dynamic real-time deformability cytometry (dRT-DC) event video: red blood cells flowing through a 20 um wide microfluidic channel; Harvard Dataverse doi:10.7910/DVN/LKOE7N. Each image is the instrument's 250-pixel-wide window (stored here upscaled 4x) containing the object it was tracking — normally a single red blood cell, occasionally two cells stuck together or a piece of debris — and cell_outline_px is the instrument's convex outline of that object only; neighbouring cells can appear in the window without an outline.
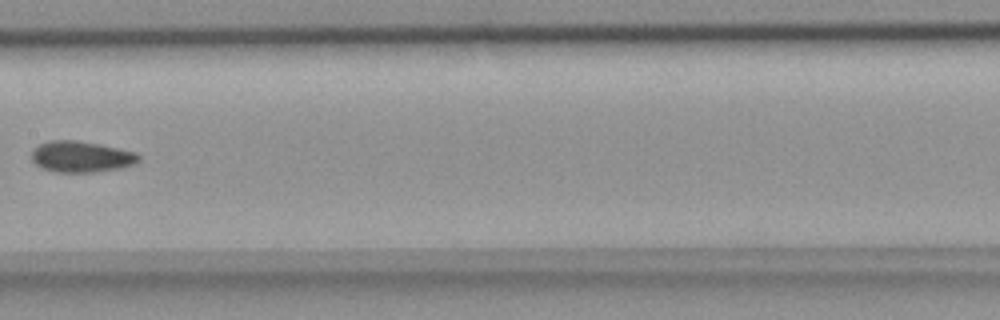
{"species": "common noctule bat (a hibernating species)", "species_latin": "Nyctalus noctula", "temperature_condition": "room temperature", "stored_images_in_passage": 8, "camera_frame_rate_fps": 3000, "um_per_image_px": 0.085, "animal": {"sex": "female", "body_mass_g": 18.4}, "frame": {"image": 1, "passage_image": 8, "time_ms": 2.333, "image_size_px": [1000, 320], "cell_outline_px": [[140, 160], [136, 164], [120, 168], [92, 172], [56, 172], [44, 168], [36, 164], [32, 160], [32, 148], [48, 140], [76, 140], [100, 144], [136, 152], [140, 156]], "centroid_in_image_um": [6.92, 13.31], "position_along_channel_um": 200.5, "area_um2": 19.48}}